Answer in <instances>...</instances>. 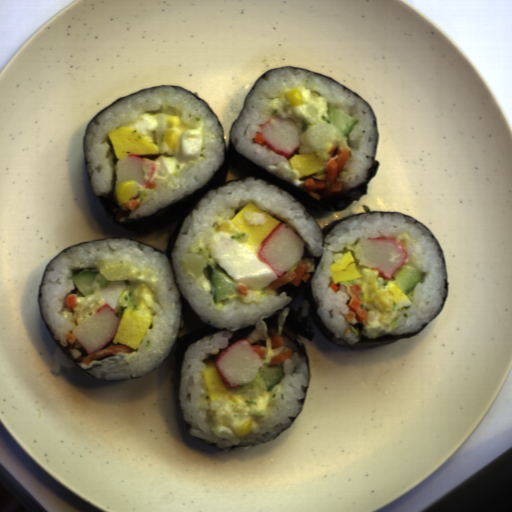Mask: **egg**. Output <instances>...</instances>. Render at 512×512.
Here are the masks:
<instances>
[{
  "label": "egg",
  "mask_w": 512,
  "mask_h": 512,
  "mask_svg": "<svg viewBox=\"0 0 512 512\" xmlns=\"http://www.w3.org/2000/svg\"><path fill=\"white\" fill-rule=\"evenodd\" d=\"M328 104L313 88L305 86L283 87L280 96L272 99L269 111L280 118H298L303 122L300 152L288 159L291 169H296L300 179L314 175L326 176L325 166L332 146L337 150L352 149L345 135L333 124L323 119Z\"/></svg>",
  "instance_id": "4"
},
{
  "label": "egg",
  "mask_w": 512,
  "mask_h": 512,
  "mask_svg": "<svg viewBox=\"0 0 512 512\" xmlns=\"http://www.w3.org/2000/svg\"><path fill=\"white\" fill-rule=\"evenodd\" d=\"M150 190L151 189H148L146 186L144 187L143 185H141L138 182L137 192H138V199H139V201L144 200L148 196Z\"/></svg>",
  "instance_id": "7"
},
{
  "label": "egg",
  "mask_w": 512,
  "mask_h": 512,
  "mask_svg": "<svg viewBox=\"0 0 512 512\" xmlns=\"http://www.w3.org/2000/svg\"><path fill=\"white\" fill-rule=\"evenodd\" d=\"M99 268L109 285L101 289L100 284L93 280L91 285L94 293L75 297L78 307L74 306L73 310L79 313L76 323L81 324L109 304L115 310L116 317L120 318L113 344H124L135 351L154 318L152 307L157 298L154 288L156 275L151 270L138 268L126 261L104 260Z\"/></svg>",
  "instance_id": "3"
},
{
  "label": "egg",
  "mask_w": 512,
  "mask_h": 512,
  "mask_svg": "<svg viewBox=\"0 0 512 512\" xmlns=\"http://www.w3.org/2000/svg\"><path fill=\"white\" fill-rule=\"evenodd\" d=\"M204 364L205 369L202 370L201 374L208 395V397L204 399V402L212 403L220 399H227L232 405L239 403L238 397L232 394L231 388L224 382L216 367L215 359L205 361Z\"/></svg>",
  "instance_id": "6"
},
{
  "label": "egg",
  "mask_w": 512,
  "mask_h": 512,
  "mask_svg": "<svg viewBox=\"0 0 512 512\" xmlns=\"http://www.w3.org/2000/svg\"><path fill=\"white\" fill-rule=\"evenodd\" d=\"M333 261L334 264L330 266L329 271L335 285L337 283L346 286L359 285L363 302L373 303L375 308L385 312L392 311L394 303L402 307L412 305V301L396 282L388 281L383 288L384 278L378 277L380 272L377 268L365 267L359 272L351 252L334 254Z\"/></svg>",
  "instance_id": "5"
},
{
  "label": "egg",
  "mask_w": 512,
  "mask_h": 512,
  "mask_svg": "<svg viewBox=\"0 0 512 512\" xmlns=\"http://www.w3.org/2000/svg\"><path fill=\"white\" fill-rule=\"evenodd\" d=\"M108 138L118 161L134 155L152 162L155 171L147 184L157 186L201 158L204 122L188 126L182 115L148 112L109 132Z\"/></svg>",
  "instance_id": "2"
},
{
  "label": "egg",
  "mask_w": 512,
  "mask_h": 512,
  "mask_svg": "<svg viewBox=\"0 0 512 512\" xmlns=\"http://www.w3.org/2000/svg\"><path fill=\"white\" fill-rule=\"evenodd\" d=\"M280 223L252 202L247 203L233 218H215L210 227L214 235L205 242H195L189 252L202 254L209 265L219 264L234 281L247 287V295L233 294L230 300L240 299L244 304L259 301L269 294L264 289L280 277L258 256L263 241ZM237 233L248 236L230 239Z\"/></svg>",
  "instance_id": "1"
}]
</instances>
